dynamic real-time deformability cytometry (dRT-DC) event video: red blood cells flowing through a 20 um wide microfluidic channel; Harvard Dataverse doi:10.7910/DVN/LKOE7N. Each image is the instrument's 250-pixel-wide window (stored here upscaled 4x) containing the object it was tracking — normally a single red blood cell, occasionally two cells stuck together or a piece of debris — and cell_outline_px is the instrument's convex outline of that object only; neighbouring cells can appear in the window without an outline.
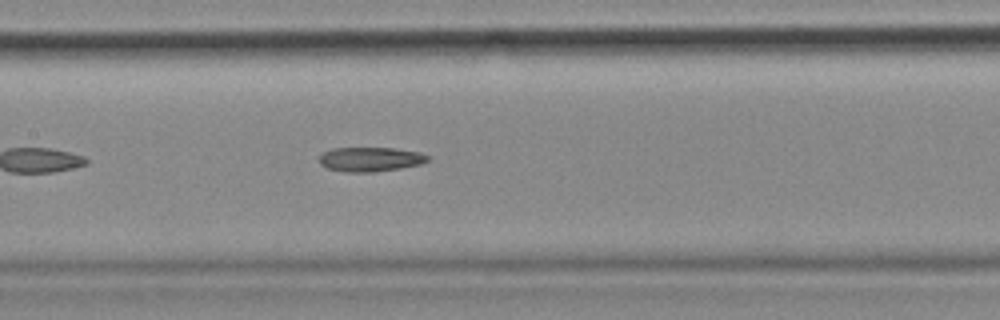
{"species": "common noctule bat (a hibernating species)", "species_latin": "Nyctalus noctula", "temperature_condition": "cold", "stored_images_in_passage": 42, "camera_frame_rate_fps": 3000, "um_per_image_px": 0.085, "animal": {"sex": "female", "body_mass_g": 18.4}, "frame": {"image": 1, "passage_image": 13, "time_ms": 4.0, "image_size_px": [1000, 320], "cell_outline_px": [[428, 160], [420, 164], [400, 168], [372, 172], [344, 172], [328, 168], [320, 164], [320, 156], [324, 152], [332, 148], [392, 148], [420, 152], [428, 156]], "centroid_in_image_um": [31.46, 13.54], "position_along_channel_um": 175.9, "area_um2": 15.26}}